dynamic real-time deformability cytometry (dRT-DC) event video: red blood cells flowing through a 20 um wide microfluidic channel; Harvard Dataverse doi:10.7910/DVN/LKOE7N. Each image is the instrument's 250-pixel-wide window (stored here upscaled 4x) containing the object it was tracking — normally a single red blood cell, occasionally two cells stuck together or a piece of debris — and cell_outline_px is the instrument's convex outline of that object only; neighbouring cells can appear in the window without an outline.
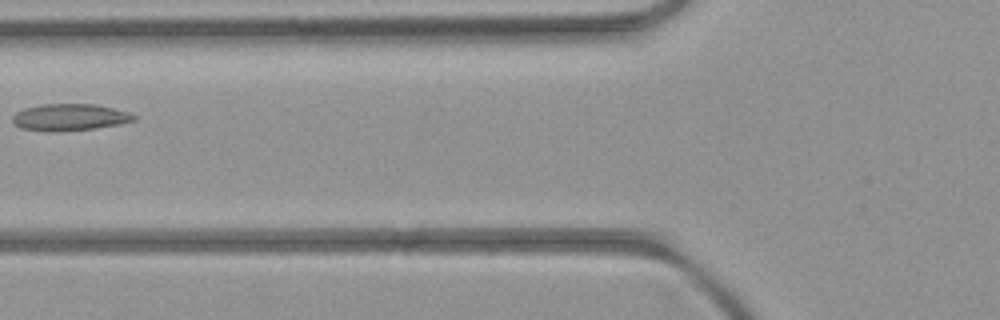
{"species": "common noctule bat (a hibernating species)", "species_latin": "Nyctalus noctula", "temperature_condition": "room temperature", "stored_images_in_passage": 3, "camera_frame_rate_fps": 3000, "um_per_image_px": 0.085, "animal": {"sex": "female", "body_mass_g": 21.9}, "frame": {"image": 1, "passage_image": 3, "time_ms": 3.0, "image_size_px": [1000, 320], "cell_outline_px": [[136, 120], [120, 124], [96, 128], [56, 132], [48, 132], [20, 128], [12, 120], [12, 116], [16, 112], [24, 108], [40, 104], [96, 104], [128, 112], [136, 116]], "centroid_in_image_um": [5.9, 9.97], "position_along_channel_um": 119.9, "area_um2": 19.07}}